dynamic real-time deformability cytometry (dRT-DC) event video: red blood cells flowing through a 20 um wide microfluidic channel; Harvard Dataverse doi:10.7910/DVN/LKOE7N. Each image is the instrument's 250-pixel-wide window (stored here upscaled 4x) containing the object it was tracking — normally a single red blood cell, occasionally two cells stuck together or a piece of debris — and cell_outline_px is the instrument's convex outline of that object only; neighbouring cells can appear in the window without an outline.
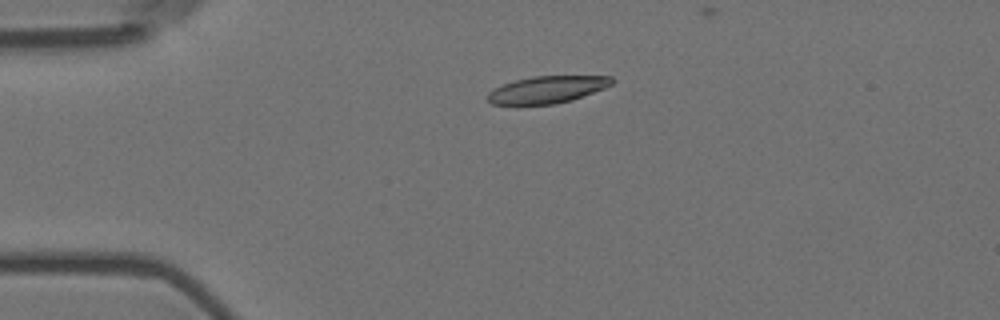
{"species": "Egyptian fruit bat (a non-hibernating species)", "species_latin": "Rousettus aegyptiacus", "temperature_condition": "room temperature", "stored_images_in_passage": 6, "camera_frame_rate_fps": 3000, "um_per_image_px": 0.085, "animal": {"sex": "female"}, "frame": {"image": 1, "passage_image": 4, "time_ms": 1.0, "image_size_px": [1000, 320], "cell_outline_px": [[612, 84], [604, 88], [572, 100], [552, 104], [516, 108], [492, 104], [488, 100], [488, 92], [504, 84], [516, 80], [532, 76], [612, 76]], "centroid_in_image_um": [46.42, 7.67], "position_along_channel_um": 38.6, "area_um2": 20.11}}
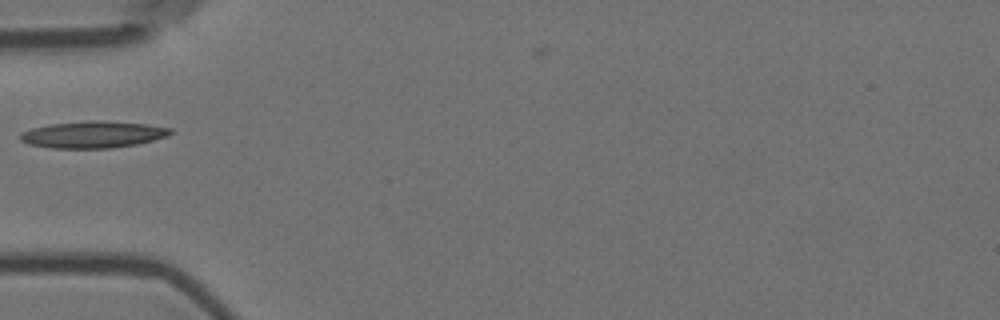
{"frame": {"image": 2, "passage_image": 6, "time_ms": 1.667, "image_size_px": [1000, 320], "cell_outline_px": [[172, 132], [168, 136], [136, 144], [112, 148], [52, 148], [28, 144], [20, 140], [20, 132], [32, 128], [48, 124], [100, 120], [148, 124], [172, 128]], "centroid_in_image_um": [7.89, 11.43], "position_along_channel_um": 77.1, "area_um2": 23.41}}